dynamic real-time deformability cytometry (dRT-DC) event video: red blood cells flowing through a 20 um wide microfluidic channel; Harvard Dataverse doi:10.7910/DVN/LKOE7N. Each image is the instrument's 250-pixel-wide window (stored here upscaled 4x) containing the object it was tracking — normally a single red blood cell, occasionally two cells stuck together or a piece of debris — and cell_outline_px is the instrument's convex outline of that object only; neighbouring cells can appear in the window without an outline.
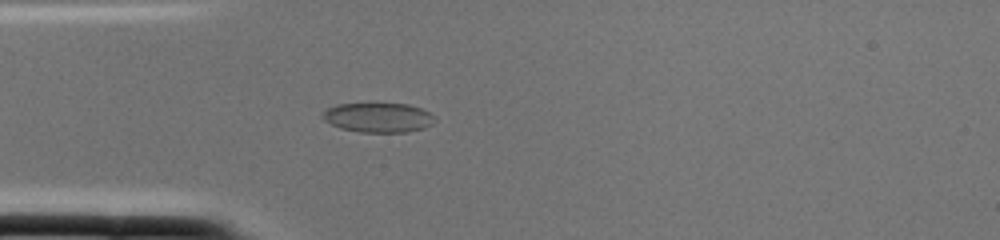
{"species": "common noctule bat (a hibernating species)", "species_latin": "Nyctalus noctula", "temperature_condition": "cold", "stored_images_in_passage": 2, "camera_frame_rate_fps": 3000, "um_per_image_px": 0.085, "animal": {"sex": "female", "body_mass_g": 22.0, "forearm_length_mm": 56.7}, "frame": {"image": 1, "passage_image": 2, "time_ms": 0.333, "image_size_px": [1000, 240], "cell_outline_px": [[432, 124], [424, 128], [408, 132], [360, 132], [340, 128], [324, 120], [320, 116], [328, 108], [336, 104], [408, 104], [420, 108], [428, 112], [432, 116]], "centroid_in_image_um": [32.11, 10.0], "position_along_channel_um": 52.9, "area_um2": 19.07}}